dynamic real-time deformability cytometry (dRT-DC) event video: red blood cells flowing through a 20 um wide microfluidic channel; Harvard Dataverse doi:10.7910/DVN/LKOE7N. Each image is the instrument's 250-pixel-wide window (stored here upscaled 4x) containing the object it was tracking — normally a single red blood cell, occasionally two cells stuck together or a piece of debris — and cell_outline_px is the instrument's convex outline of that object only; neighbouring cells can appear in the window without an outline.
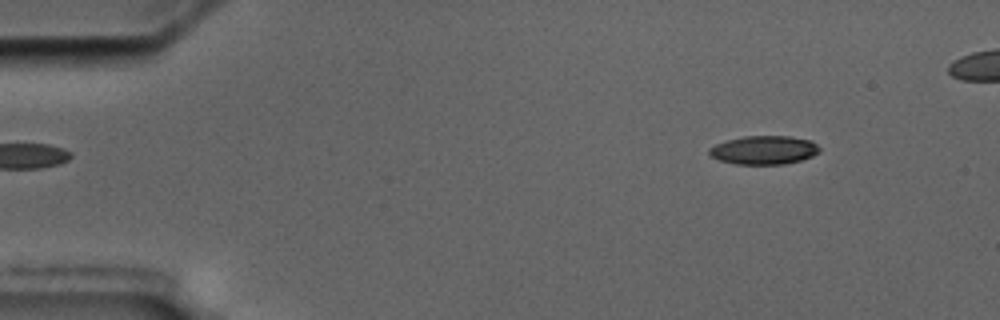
{"species": "common noctule bat (a hibernating species)", "species_latin": "Nyctalus noctula", "temperature_condition": "cold", "stored_images_in_passage": 5, "camera_frame_rate_fps": 3000, "um_per_image_px": 0.085, "animal": {"sex": "male", "body_mass_g": 17.5, "forearm_length_mm": 52.3}, "frame": {"image": 1, "passage_image": 1, "time_ms": 0.0, "image_size_px": [1000, 320], "cell_outline_px": [[820, 152], [812, 156], [800, 160], [784, 164], [736, 164], [720, 160], [712, 156], [708, 152], [708, 148], [724, 140], [744, 136], [788, 136], [808, 140], [816, 144], [820, 148]], "centroid_in_image_um": [64.91, 12.75], "position_along_channel_um": 20.1, "area_um2": 18.32}}